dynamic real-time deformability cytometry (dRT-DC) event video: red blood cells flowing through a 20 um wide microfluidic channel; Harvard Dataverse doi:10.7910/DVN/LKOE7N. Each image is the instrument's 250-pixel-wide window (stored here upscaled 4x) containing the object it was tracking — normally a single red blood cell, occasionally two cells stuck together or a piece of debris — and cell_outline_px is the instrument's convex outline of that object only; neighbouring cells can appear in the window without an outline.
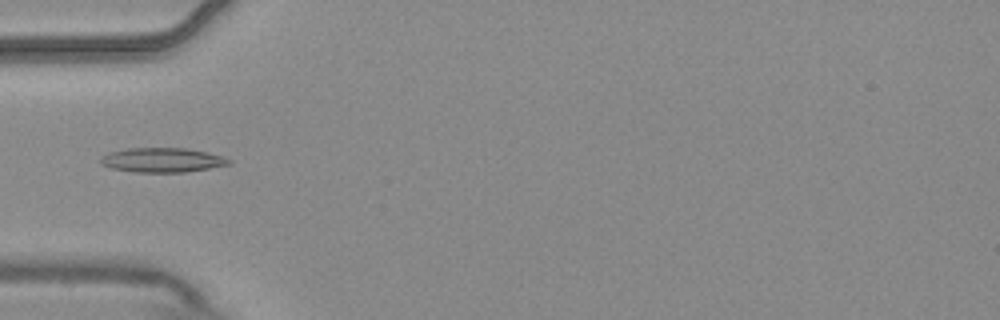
{"species": "common noctule bat (a hibernating species)", "species_latin": "Nyctalus noctula", "temperature_condition": "warm", "stored_images_in_passage": 8, "camera_frame_rate_fps": 3000, "um_per_image_px": 0.085, "animal": {"sex": "male", "body_mass_g": 20.4}, "frame": {"image": 1, "passage_image": 5, "time_ms": 1.333, "image_size_px": [1000, 320], "cell_outline_px": [[232, 160], [228, 164], [208, 168], [184, 172], [136, 172], [112, 168], [100, 164], [100, 156], [108, 152], [128, 148], [188, 148], [220, 156]], "centroid_in_image_um": [13.71, 13.6], "position_along_channel_um": 71.3, "area_um2": 18.09}}
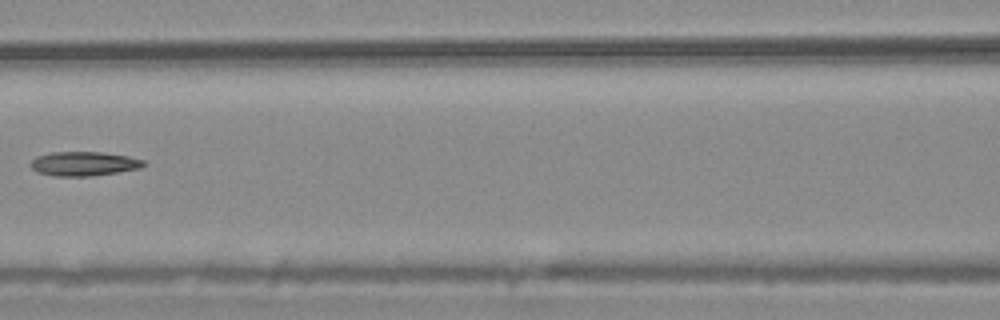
{"frame": {"image": 2, "passage_image": 7, "time_ms": 2.0, "image_size_px": [1000, 320], "cell_outline_px": [[148, 164], [140, 168], [92, 176], [56, 176], [36, 172], [32, 168], [32, 160], [36, 156], [52, 152], [100, 152], [128, 156], [144, 160]], "centroid_in_image_um": [7.14, 13.91], "position_along_channel_um": 159.5, "area_um2": 15.9}}
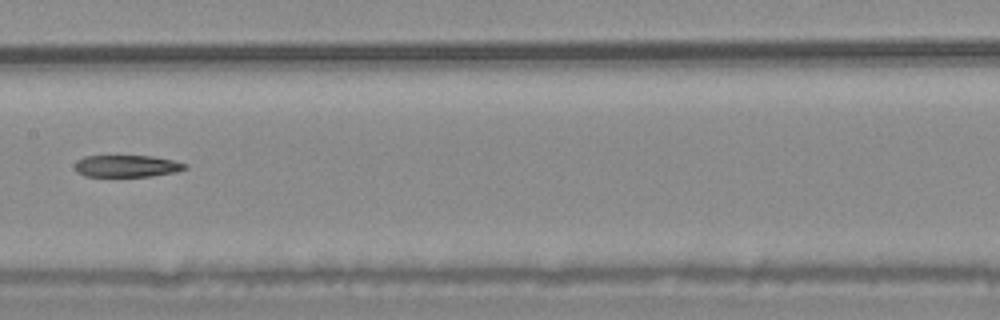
{"frame": {"image": 3, "passage_image": 8, "time_ms": 2.333, "image_size_px": [1000, 320], "cell_outline_px": [[188, 168], [176, 172], [152, 176], [84, 176], [76, 172], [76, 160], [84, 156], [152, 156], [172, 160], [188, 164]], "centroid_in_image_um": [10.8, 14.11], "position_along_channel_um": 196.6, "area_um2": 14.1}}